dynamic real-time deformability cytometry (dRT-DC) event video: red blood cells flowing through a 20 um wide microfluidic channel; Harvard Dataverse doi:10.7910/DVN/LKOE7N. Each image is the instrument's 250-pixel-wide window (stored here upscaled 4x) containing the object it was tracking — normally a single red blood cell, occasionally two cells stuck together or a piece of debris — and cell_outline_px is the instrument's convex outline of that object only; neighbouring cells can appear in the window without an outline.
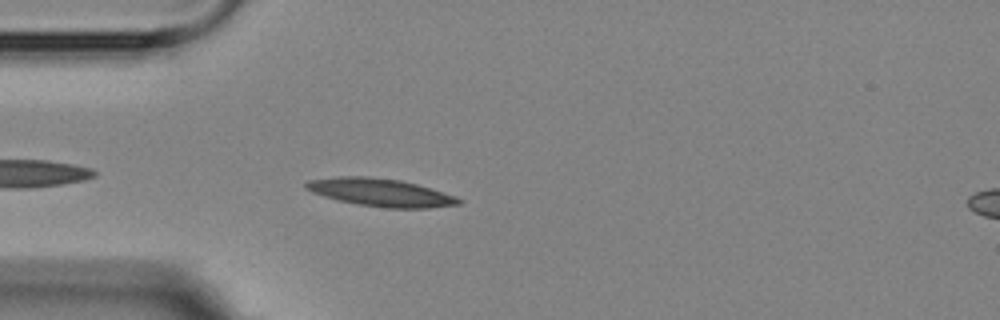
{"species": "Egyptian fruit bat (a non-hibernating species)", "species_latin": "Rousettus aegyptiacus", "temperature_condition": "room temperature", "stored_images_in_passage": 4, "camera_frame_rate_fps": 3000, "um_per_image_px": 0.085, "animal": {"sex": "female"}, "frame": {"image": 1, "passage_image": 4, "time_ms": 4.333, "image_size_px": [1000, 320], "cell_outline_px": [[464, 200], [460, 204], [428, 208], [388, 208], [360, 204], [336, 200], [312, 192], [304, 188], [304, 184], [308, 180], [336, 176], [368, 176], [400, 180], [416, 184]], "centroid_in_image_um": [32.28, 16.35], "position_along_channel_um": 52.7, "area_um2": 24.51}}